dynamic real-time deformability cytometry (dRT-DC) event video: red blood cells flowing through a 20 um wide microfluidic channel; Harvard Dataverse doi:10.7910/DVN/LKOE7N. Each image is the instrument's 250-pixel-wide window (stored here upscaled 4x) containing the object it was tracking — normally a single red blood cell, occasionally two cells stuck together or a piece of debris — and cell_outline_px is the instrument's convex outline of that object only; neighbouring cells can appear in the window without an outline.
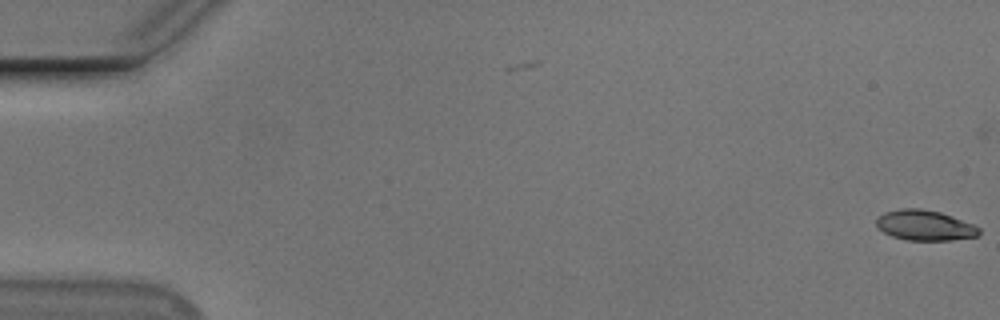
{"species": "Egyptian fruit bat (a non-hibernating species)", "species_latin": "Rousettus aegyptiacus", "temperature_condition": "cold", "stored_images_in_passage": 5, "camera_frame_rate_fps": 3000, "um_per_image_px": 0.085, "animal": {"sex": "male"}, "frame": {"image": 1, "passage_image": 5, "time_ms": 1.333, "image_size_px": [1000, 320], "cell_outline_px": [[980, 232], [976, 236], [952, 240], [908, 240], [892, 236], [884, 232], [876, 224], [876, 216], [884, 212], [900, 208], [920, 208], [940, 212], [952, 216], [972, 224], [980, 228]], "centroid_in_image_um": [78.58, 19.14], "position_along_channel_um": 6.4, "area_um2": 18.09}}